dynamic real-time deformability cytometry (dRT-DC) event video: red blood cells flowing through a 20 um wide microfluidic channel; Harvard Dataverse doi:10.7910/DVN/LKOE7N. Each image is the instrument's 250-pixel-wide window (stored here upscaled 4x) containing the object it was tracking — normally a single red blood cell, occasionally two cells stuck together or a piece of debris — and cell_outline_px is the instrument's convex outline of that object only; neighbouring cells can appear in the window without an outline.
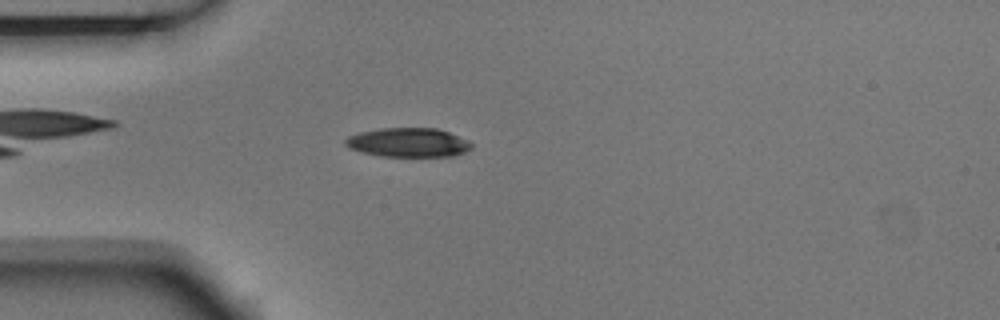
{"species": "Egyptian fruit bat (a non-hibernating species)", "species_latin": "Rousettus aegyptiacus", "temperature_condition": "room temperature", "stored_images_in_passage": 5, "camera_frame_rate_fps": 3000, "um_per_image_px": 0.085, "animal": {"sex": "male"}, "frame": {"image": 1, "passage_image": 5, "time_ms": 1.333, "image_size_px": [1000, 320], "cell_outline_px": [[472, 148], [456, 156], [380, 156], [360, 152], [348, 148], [344, 144], [344, 140], [348, 136], [360, 132], [380, 128], [436, 128], [448, 132], [468, 140], [472, 144]], "centroid_in_image_um": [34.67, 12.11], "position_along_channel_um": 50.3, "area_um2": 21.5}}